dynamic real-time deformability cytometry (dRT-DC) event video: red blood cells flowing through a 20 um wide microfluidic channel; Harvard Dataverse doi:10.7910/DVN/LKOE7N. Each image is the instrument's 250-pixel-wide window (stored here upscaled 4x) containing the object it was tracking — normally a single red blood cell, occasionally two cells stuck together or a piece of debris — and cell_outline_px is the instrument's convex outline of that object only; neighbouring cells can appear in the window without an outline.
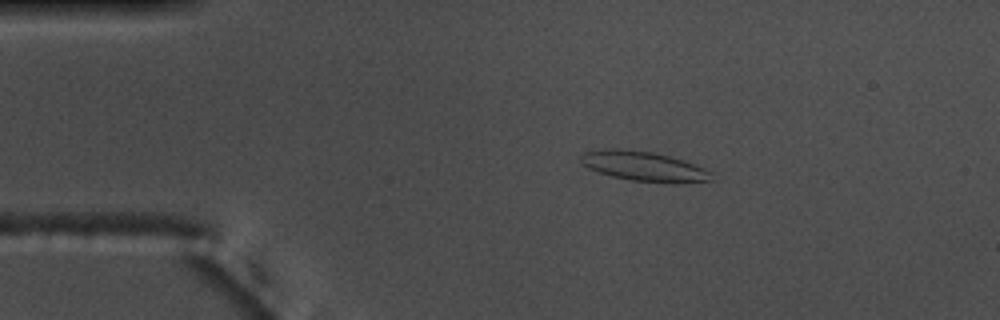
{"species": "common noctule bat (a hibernating species)", "species_latin": "Nyctalus noctula", "temperature_condition": "warm", "stored_images_in_passage": 54, "camera_frame_rate_fps": 3000, "um_per_image_px": 0.085, "animal": {"sex": "male", "body_mass_g": 17.5, "forearm_length_mm": 52.3}, "frame": {"image": 1, "passage_image": 10, "time_ms": 3.0, "image_size_px": [1000, 320], "cell_outline_px": [[712, 180], [672, 184], [632, 180], [612, 176], [588, 168], [580, 164], [580, 156], [584, 152], [604, 148], [620, 148], [652, 152], [684, 160], [704, 168], [712, 172]], "centroid_in_image_um": [54.71, 14.13], "position_along_channel_um": 30.3, "area_um2": 22.83}}
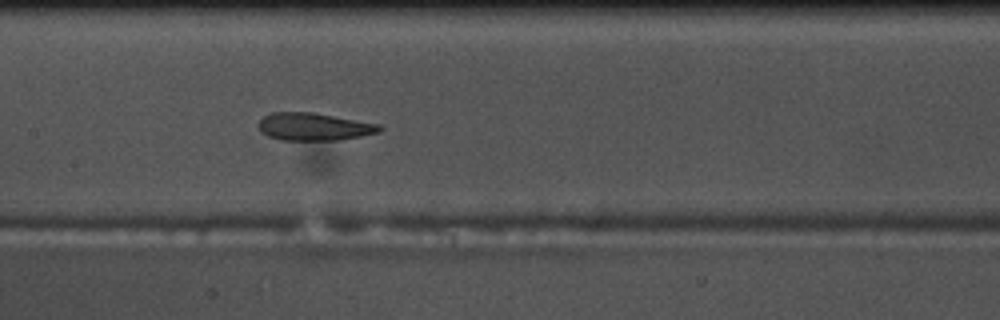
{"frame": {"image": 2, "passage_image": 26, "time_ms": 8.333, "image_size_px": [1000, 320], "cell_outline_px": [[384, 128], [380, 132], [360, 136], [336, 140], [280, 140], [268, 136], [260, 132], [260, 120], [264, 116], [272, 112], [312, 112], [380, 124]], "centroid_in_image_um": [26.7, 10.77], "position_along_channel_um": 180.7, "area_um2": 19.42}}
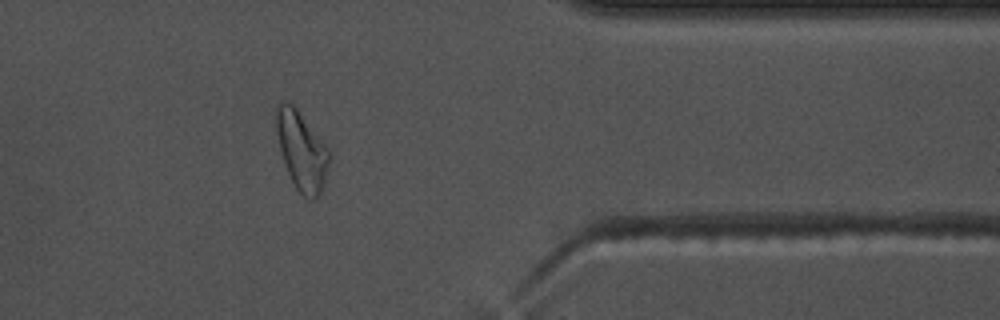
{"frame": {"image": 3, "passage_image": 44, "time_ms": 14.333, "image_size_px": [1000, 320], "cell_outline_px": [[332, 156], [324, 184], [320, 196], [312, 200], [308, 200], [296, 188], [284, 164], [276, 132], [276, 104], [280, 100], [288, 100], [296, 108], [328, 148]], "centroid_in_image_um": [25.65, 12.82], "position_along_channel_um": 385.7, "area_um2": 24.45}, "authors_computed_cell_mechanics": {"area_um2": 21.964, "velocity_mm_per_s": 3.722, "shape_relaxation_time_tau1_ms": null, "shape_relaxation_time_tau2_ms": 2.406, "deformation_change_tau1": null, "deformation_change_tau2": 0.0938}}